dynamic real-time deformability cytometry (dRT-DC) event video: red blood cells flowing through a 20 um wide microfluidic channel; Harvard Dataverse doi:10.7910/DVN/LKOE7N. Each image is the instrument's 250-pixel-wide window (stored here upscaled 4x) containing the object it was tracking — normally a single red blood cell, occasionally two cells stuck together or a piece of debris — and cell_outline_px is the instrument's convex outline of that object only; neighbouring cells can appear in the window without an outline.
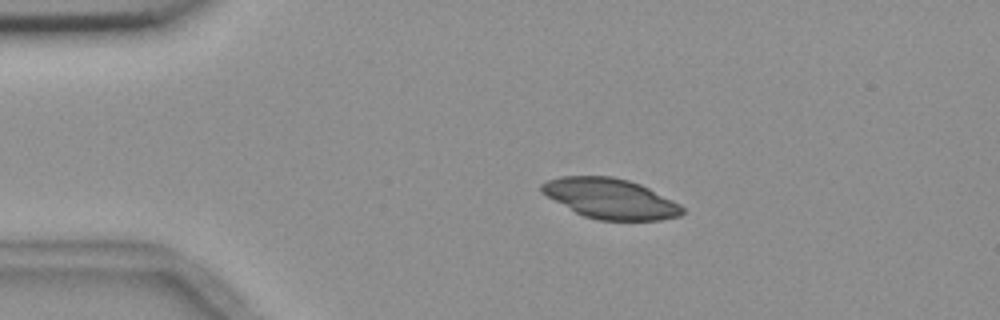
{"species": "common noctule bat (a hibernating species)", "species_latin": "Nyctalus noctula", "temperature_condition": "room temperature", "stored_images_in_passage": 45, "camera_frame_rate_fps": 3000, "um_per_image_px": 0.085, "animal": {"sex": "female", "body_mass_g": 18.4}, "frame": {"image": 1, "passage_image": 1, "time_ms": 0.0, "image_size_px": [1000, 320], "cell_outline_px": [[684, 212], [680, 216], [660, 220], [596, 220], [584, 216], [576, 212], [540, 192], [540, 184], [548, 180], [560, 176], [612, 176], [628, 180], [640, 184], [680, 204], [684, 208]], "centroid_in_image_um": [51.88, 16.88], "position_along_channel_um": 33.1, "area_um2": 32.77}}